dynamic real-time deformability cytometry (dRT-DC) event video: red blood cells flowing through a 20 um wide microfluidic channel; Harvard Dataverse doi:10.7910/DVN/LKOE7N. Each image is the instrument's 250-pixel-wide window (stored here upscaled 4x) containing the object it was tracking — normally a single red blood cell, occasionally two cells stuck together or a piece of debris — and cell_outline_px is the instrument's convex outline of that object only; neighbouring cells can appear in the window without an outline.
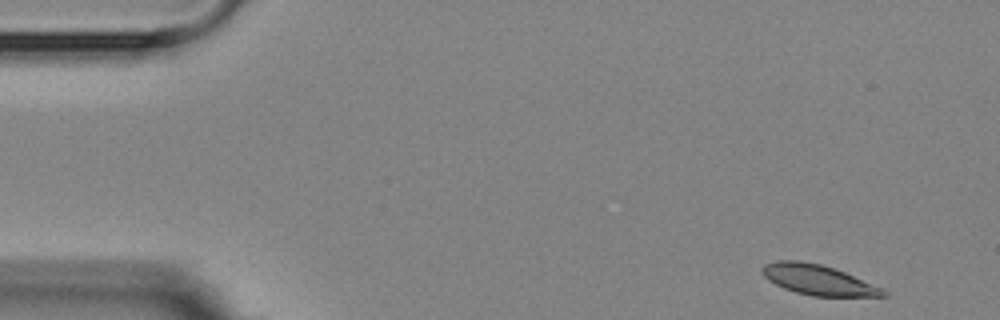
{"species": "Egyptian fruit bat (a non-hibernating species)", "species_latin": "Rousettus aegyptiacus", "temperature_condition": "room temperature", "stored_images_in_passage": 4, "camera_frame_rate_fps": 3000, "um_per_image_px": 0.085, "animal": {"sex": "female"}, "frame": {"image": 1, "passage_image": 1, "time_ms": 0.0, "image_size_px": [1000, 320], "cell_outline_px": [[888, 296], [812, 296], [796, 292], [784, 288], [768, 280], [760, 272], [760, 268], [764, 264], [776, 260], [800, 260], [820, 264], [844, 272], [884, 288], [888, 292]], "centroid_in_image_um": [69.52, 23.78], "position_along_channel_um": 15.5, "area_um2": 21.33}}
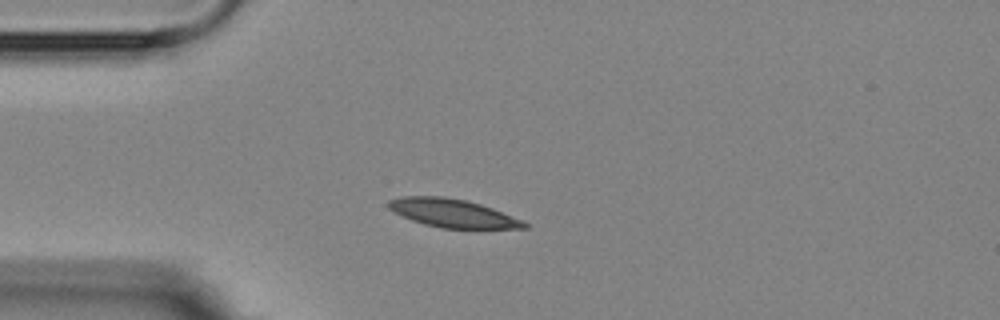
{"frame": {"image": 2, "passage_image": 4, "time_ms": 3.333, "image_size_px": [1000, 320], "cell_outline_px": [[528, 228], [440, 228], [424, 224], [412, 220], [388, 208], [388, 200], [400, 196], [444, 196], [464, 200], [480, 204], [492, 208], [524, 220], [528, 224]], "centroid_in_image_um": [38.48, 18.11], "position_along_channel_um": 46.5, "area_um2": 22.25}}